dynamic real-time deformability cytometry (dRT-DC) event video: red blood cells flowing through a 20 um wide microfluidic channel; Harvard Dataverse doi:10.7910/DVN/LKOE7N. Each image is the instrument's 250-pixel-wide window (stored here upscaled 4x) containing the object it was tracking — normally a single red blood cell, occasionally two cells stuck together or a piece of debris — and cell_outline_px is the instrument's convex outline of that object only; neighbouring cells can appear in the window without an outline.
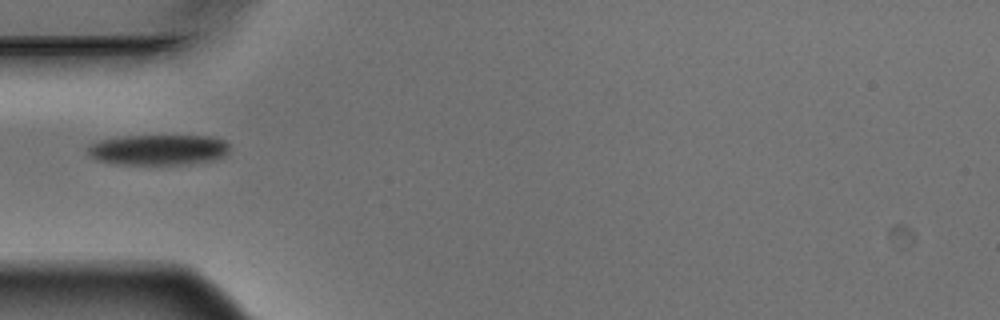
{"species": "Egyptian fruit bat (a non-hibernating species)", "species_latin": "Rousettus aegyptiacus", "temperature_condition": "warm", "stored_images_in_passage": 5, "camera_frame_rate_fps": 3000, "um_per_image_px": 0.085, "animal": {"sex": "male"}, "frame": {"image": 1, "passage_image": 5, "time_ms": 1.333, "image_size_px": [1000, 320], "cell_outline_px": [[228, 152], [224, 156], [216, 160], [188, 164], [112, 164], [96, 160], [88, 152], [88, 144], [100, 140], [124, 136], [208, 136], [224, 140], [228, 144]], "centroid_in_image_um": [13.46, 12.74], "position_along_channel_um": 71.5, "area_um2": 25.32}}